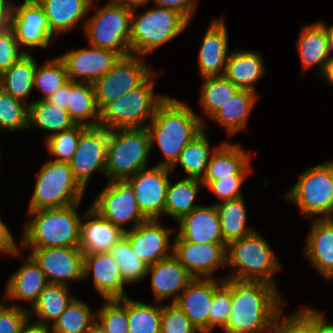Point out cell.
<instances>
[{
    "instance_id": "obj_39",
    "label": "cell",
    "mask_w": 333,
    "mask_h": 333,
    "mask_svg": "<svg viewBox=\"0 0 333 333\" xmlns=\"http://www.w3.org/2000/svg\"><path fill=\"white\" fill-rule=\"evenodd\" d=\"M208 142L204 129L185 146L178 160L170 169L173 171L174 167L179 164L187 173V178L201 180L206 173L212 155Z\"/></svg>"
},
{
    "instance_id": "obj_11",
    "label": "cell",
    "mask_w": 333,
    "mask_h": 333,
    "mask_svg": "<svg viewBox=\"0 0 333 333\" xmlns=\"http://www.w3.org/2000/svg\"><path fill=\"white\" fill-rule=\"evenodd\" d=\"M141 56H121L113 68L93 83L99 111L107 104L140 86L153 72Z\"/></svg>"
},
{
    "instance_id": "obj_38",
    "label": "cell",
    "mask_w": 333,
    "mask_h": 333,
    "mask_svg": "<svg viewBox=\"0 0 333 333\" xmlns=\"http://www.w3.org/2000/svg\"><path fill=\"white\" fill-rule=\"evenodd\" d=\"M201 180L184 178L175 184L169 182L167 188L165 214L172 216L176 221L181 220L199 205L194 204Z\"/></svg>"
},
{
    "instance_id": "obj_58",
    "label": "cell",
    "mask_w": 333,
    "mask_h": 333,
    "mask_svg": "<svg viewBox=\"0 0 333 333\" xmlns=\"http://www.w3.org/2000/svg\"><path fill=\"white\" fill-rule=\"evenodd\" d=\"M316 333H333V324L326 323L324 314L316 311Z\"/></svg>"
},
{
    "instance_id": "obj_51",
    "label": "cell",
    "mask_w": 333,
    "mask_h": 333,
    "mask_svg": "<svg viewBox=\"0 0 333 333\" xmlns=\"http://www.w3.org/2000/svg\"><path fill=\"white\" fill-rule=\"evenodd\" d=\"M28 311L18 304H0V333H20L31 319Z\"/></svg>"
},
{
    "instance_id": "obj_17",
    "label": "cell",
    "mask_w": 333,
    "mask_h": 333,
    "mask_svg": "<svg viewBox=\"0 0 333 333\" xmlns=\"http://www.w3.org/2000/svg\"><path fill=\"white\" fill-rule=\"evenodd\" d=\"M19 46L47 48L54 37L48 19L37 0H24L19 6L12 5L11 25Z\"/></svg>"
},
{
    "instance_id": "obj_2",
    "label": "cell",
    "mask_w": 333,
    "mask_h": 333,
    "mask_svg": "<svg viewBox=\"0 0 333 333\" xmlns=\"http://www.w3.org/2000/svg\"><path fill=\"white\" fill-rule=\"evenodd\" d=\"M151 120L146 127L151 148L156 141L165 158L157 166L171 168L185 146L205 129L203 120L192 109L171 97L158 105Z\"/></svg>"
},
{
    "instance_id": "obj_44",
    "label": "cell",
    "mask_w": 333,
    "mask_h": 333,
    "mask_svg": "<svg viewBox=\"0 0 333 333\" xmlns=\"http://www.w3.org/2000/svg\"><path fill=\"white\" fill-rule=\"evenodd\" d=\"M68 75L65 63L60 57L53 60H47L42 67H36L34 86L44 93L46 100L58 88L63 86L68 81Z\"/></svg>"
},
{
    "instance_id": "obj_33",
    "label": "cell",
    "mask_w": 333,
    "mask_h": 333,
    "mask_svg": "<svg viewBox=\"0 0 333 333\" xmlns=\"http://www.w3.org/2000/svg\"><path fill=\"white\" fill-rule=\"evenodd\" d=\"M256 99L255 92L239 89L211 118L222 125L229 135H234L245 128Z\"/></svg>"
},
{
    "instance_id": "obj_18",
    "label": "cell",
    "mask_w": 333,
    "mask_h": 333,
    "mask_svg": "<svg viewBox=\"0 0 333 333\" xmlns=\"http://www.w3.org/2000/svg\"><path fill=\"white\" fill-rule=\"evenodd\" d=\"M59 57L65 63L69 80L93 84L113 68L121 55L90 45V48L68 51Z\"/></svg>"
},
{
    "instance_id": "obj_49",
    "label": "cell",
    "mask_w": 333,
    "mask_h": 333,
    "mask_svg": "<svg viewBox=\"0 0 333 333\" xmlns=\"http://www.w3.org/2000/svg\"><path fill=\"white\" fill-rule=\"evenodd\" d=\"M231 279L223 282L214 290V298L209 312V333L215 326L224 328L231 312Z\"/></svg>"
},
{
    "instance_id": "obj_60",
    "label": "cell",
    "mask_w": 333,
    "mask_h": 333,
    "mask_svg": "<svg viewBox=\"0 0 333 333\" xmlns=\"http://www.w3.org/2000/svg\"><path fill=\"white\" fill-rule=\"evenodd\" d=\"M320 75L333 85V55L327 61L324 71Z\"/></svg>"
},
{
    "instance_id": "obj_64",
    "label": "cell",
    "mask_w": 333,
    "mask_h": 333,
    "mask_svg": "<svg viewBox=\"0 0 333 333\" xmlns=\"http://www.w3.org/2000/svg\"><path fill=\"white\" fill-rule=\"evenodd\" d=\"M92 1V4H93V0H91ZM123 2V0H111V1H109V3H122Z\"/></svg>"
},
{
    "instance_id": "obj_9",
    "label": "cell",
    "mask_w": 333,
    "mask_h": 333,
    "mask_svg": "<svg viewBox=\"0 0 333 333\" xmlns=\"http://www.w3.org/2000/svg\"><path fill=\"white\" fill-rule=\"evenodd\" d=\"M132 9L123 3H107L85 22L89 45L111 50L121 56L131 54Z\"/></svg>"
},
{
    "instance_id": "obj_26",
    "label": "cell",
    "mask_w": 333,
    "mask_h": 333,
    "mask_svg": "<svg viewBox=\"0 0 333 333\" xmlns=\"http://www.w3.org/2000/svg\"><path fill=\"white\" fill-rule=\"evenodd\" d=\"M84 218L87 221L81 222L79 243L83 254L107 252L124 235L123 230L101 217L91 207Z\"/></svg>"
},
{
    "instance_id": "obj_15",
    "label": "cell",
    "mask_w": 333,
    "mask_h": 333,
    "mask_svg": "<svg viewBox=\"0 0 333 333\" xmlns=\"http://www.w3.org/2000/svg\"><path fill=\"white\" fill-rule=\"evenodd\" d=\"M30 256L45 273L48 283L68 285L84 278V254L79 247L31 248Z\"/></svg>"
},
{
    "instance_id": "obj_23",
    "label": "cell",
    "mask_w": 333,
    "mask_h": 333,
    "mask_svg": "<svg viewBox=\"0 0 333 333\" xmlns=\"http://www.w3.org/2000/svg\"><path fill=\"white\" fill-rule=\"evenodd\" d=\"M179 223L178 235L193 243L227 244L221 232V224L215 205H199L185 215Z\"/></svg>"
},
{
    "instance_id": "obj_54",
    "label": "cell",
    "mask_w": 333,
    "mask_h": 333,
    "mask_svg": "<svg viewBox=\"0 0 333 333\" xmlns=\"http://www.w3.org/2000/svg\"><path fill=\"white\" fill-rule=\"evenodd\" d=\"M156 6L169 8L181 13L189 22L197 6L196 0H153Z\"/></svg>"
},
{
    "instance_id": "obj_48",
    "label": "cell",
    "mask_w": 333,
    "mask_h": 333,
    "mask_svg": "<svg viewBox=\"0 0 333 333\" xmlns=\"http://www.w3.org/2000/svg\"><path fill=\"white\" fill-rule=\"evenodd\" d=\"M280 319L279 312L271 333H316V310L314 309L301 308L295 314Z\"/></svg>"
},
{
    "instance_id": "obj_37",
    "label": "cell",
    "mask_w": 333,
    "mask_h": 333,
    "mask_svg": "<svg viewBox=\"0 0 333 333\" xmlns=\"http://www.w3.org/2000/svg\"><path fill=\"white\" fill-rule=\"evenodd\" d=\"M221 202L215 204V207L219 214L223 239L227 244L254 232L252 228L245 227L247 210L242 197Z\"/></svg>"
},
{
    "instance_id": "obj_27",
    "label": "cell",
    "mask_w": 333,
    "mask_h": 333,
    "mask_svg": "<svg viewBox=\"0 0 333 333\" xmlns=\"http://www.w3.org/2000/svg\"><path fill=\"white\" fill-rule=\"evenodd\" d=\"M250 156L239 145L224 142L215 148L201 182H213L231 175L250 173Z\"/></svg>"
},
{
    "instance_id": "obj_59",
    "label": "cell",
    "mask_w": 333,
    "mask_h": 333,
    "mask_svg": "<svg viewBox=\"0 0 333 333\" xmlns=\"http://www.w3.org/2000/svg\"><path fill=\"white\" fill-rule=\"evenodd\" d=\"M29 324V325H28ZM50 327L29 321L22 327L20 333H50Z\"/></svg>"
},
{
    "instance_id": "obj_29",
    "label": "cell",
    "mask_w": 333,
    "mask_h": 333,
    "mask_svg": "<svg viewBox=\"0 0 333 333\" xmlns=\"http://www.w3.org/2000/svg\"><path fill=\"white\" fill-rule=\"evenodd\" d=\"M301 64L304 69L319 65L322 74L332 56L328 34L323 22H316L302 28L297 43Z\"/></svg>"
},
{
    "instance_id": "obj_14",
    "label": "cell",
    "mask_w": 333,
    "mask_h": 333,
    "mask_svg": "<svg viewBox=\"0 0 333 333\" xmlns=\"http://www.w3.org/2000/svg\"><path fill=\"white\" fill-rule=\"evenodd\" d=\"M164 166H153L138 171L125 181L132 187L141 212L148 219H158L165 214L169 172Z\"/></svg>"
},
{
    "instance_id": "obj_42",
    "label": "cell",
    "mask_w": 333,
    "mask_h": 333,
    "mask_svg": "<svg viewBox=\"0 0 333 333\" xmlns=\"http://www.w3.org/2000/svg\"><path fill=\"white\" fill-rule=\"evenodd\" d=\"M162 307L134 301L127 297L129 333H161Z\"/></svg>"
},
{
    "instance_id": "obj_35",
    "label": "cell",
    "mask_w": 333,
    "mask_h": 333,
    "mask_svg": "<svg viewBox=\"0 0 333 333\" xmlns=\"http://www.w3.org/2000/svg\"><path fill=\"white\" fill-rule=\"evenodd\" d=\"M37 63L30 53L23 55L0 75V87L19 100H25L34 88Z\"/></svg>"
},
{
    "instance_id": "obj_47",
    "label": "cell",
    "mask_w": 333,
    "mask_h": 333,
    "mask_svg": "<svg viewBox=\"0 0 333 333\" xmlns=\"http://www.w3.org/2000/svg\"><path fill=\"white\" fill-rule=\"evenodd\" d=\"M86 126L76 124L74 127L59 133L48 135L46 149L57 162H69L74 155L81 132Z\"/></svg>"
},
{
    "instance_id": "obj_1",
    "label": "cell",
    "mask_w": 333,
    "mask_h": 333,
    "mask_svg": "<svg viewBox=\"0 0 333 333\" xmlns=\"http://www.w3.org/2000/svg\"><path fill=\"white\" fill-rule=\"evenodd\" d=\"M275 285L263 281L231 279V312L225 333L272 331L281 312L282 299Z\"/></svg>"
},
{
    "instance_id": "obj_6",
    "label": "cell",
    "mask_w": 333,
    "mask_h": 333,
    "mask_svg": "<svg viewBox=\"0 0 333 333\" xmlns=\"http://www.w3.org/2000/svg\"><path fill=\"white\" fill-rule=\"evenodd\" d=\"M156 75L153 72L140 86L107 104L100 111L99 126L107 130L147 127L144 120L152 119L158 105L167 97L154 94Z\"/></svg>"
},
{
    "instance_id": "obj_56",
    "label": "cell",
    "mask_w": 333,
    "mask_h": 333,
    "mask_svg": "<svg viewBox=\"0 0 333 333\" xmlns=\"http://www.w3.org/2000/svg\"><path fill=\"white\" fill-rule=\"evenodd\" d=\"M70 93V80H68L63 86L57 89L50 97L46 100L62 109H67V99Z\"/></svg>"
},
{
    "instance_id": "obj_20",
    "label": "cell",
    "mask_w": 333,
    "mask_h": 333,
    "mask_svg": "<svg viewBox=\"0 0 333 333\" xmlns=\"http://www.w3.org/2000/svg\"><path fill=\"white\" fill-rule=\"evenodd\" d=\"M212 279L194 278L175 304L184 312L200 333H209V312L214 290L222 283Z\"/></svg>"
},
{
    "instance_id": "obj_55",
    "label": "cell",
    "mask_w": 333,
    "mask_h": 333,
    "mask_svg": "<svg viewBox=\"0 0 333 333\" xmlns=\"http://www.w3.org/2000/svg\"><path fill=\"white\" fill-rule=\"evenodd\" d=\"M15 242L16 241L14 240L11 232L0 218V251L13 255L19 254V250Z\"/></svg>"
},
{
    "instance_id": "obj_5",
    "label": "cell",
    "mask_w": 333,
    "mask_h": 333,
    "mask_svg": "<svg viewBox=\"0 0 333 333\" xmlns=\"http://www.w3.org/2000/svg\"><path fill=\"white\" fill-rule=\"evenodd\" d=\"M131 16V54L145 56L174 39L189 24L178 11L156 6L147 9L140 16Z\"/></svg>"
},
{
    "instance_id": "obj_3",
    "label": "cell",
    "mask_w": 333,
    "mask_h": 333,
    "mask_svg": "<svg viewBox=\"0 0 333 333\" xmlns=\"http://www.w3.org/2000/svg\"><path fill=\"white\" fill-rule=\"evenodd\" d=\"M79 205L29 211L34 217L25 224L23 247H79L82 222L76 211Z\"/></svg>"
},
{
    "instance_id": "obj_22",
    "label": "cell",
    "mask_w": 333,
    "mask_h": 333,
    "mask_svg": "<svg viewBox=\"0 0 333 333\" xmlns=\"http://www.w3.org/2000/svg\"><path fill=\"white\" fill-rule=\"evenodd\" d=\"M228 32L223 17L211 21L200 47L198 63L201 76L224 75L229 58Z\"/></svg>"
},
{
    "instance_id": "obj_45",
    "label": "cell",
    "mask_w": 333,
    "mask_h": 333,
    "mask_svg": "<svg viewBox=\"0 0 333 333\" xmlns=\"http://www.w3.org/2000/svg\"><path fill=\"white\" fill-rule=\"evenodd\" d=\"M29 105L14 98L0 87V128L14 131L28 129Z\"/></svg>"
},
{
    "instance_id": "obj_52",
    "label": "cell",
    "mask_w": 333,
    "mask_h": 333,
    "mask_svg": "<svg viewBox=\"0 0 333 333\" xmlns=\"http://www.w3.org/2000/svg\"><path fill=\"white\" fill-rule=\"evenodd\" d=\"M20 49L11 27L0 32V75L8 70L23 55L30 53L29 50L24 51L22 49L21 52Z\"/></svg>"
},
{
    "instance_id": "obj_32",
    "label": "cell",
    "mask_w": 333,
    "mask_h": 333,
    "mask_svg": "<svg viewBox=\"0 0 333 333\" xmlns=\"http://www.w3.org/2000/svg\"><path fill=\"white\" fill-rule=\"evenodd\" d=\"M66 110L75 124L86 127L99 126L100 111L96 106L93 84L70 80Z\"/></svg>"
},
{
    "instance_id": "obj_30",
    "label": "cell",
    "mask_w": 333,
    "mask_h": 333,
    "mask_svg": "<svg viewBox=\"0 0 333 333\" xmlns=\"http://www.w3.org/2000/svg\"><path fill=\"white\" fill-rule=\"evenodd\" d=\"M47 16L51 34L73 29L91 8V0H37Z\"/></svg>"
},
{
    "instance_id": "obj_36",
    "label": "cell",
    "mask_w": 333,
    "mask_h": 333,
    "mask_svg": "<svg viewBox=\"0 0 333 333\" xmlns=\"http://www.w3.org/2000/svg\"><path fill=\"white\" fill-rule=\"evenodd\" d=\"M29 127L33 123L40 129L56 134L68 130L76 124L71 119L67 110L49 103L47 100L38 99L29 104Z\"/></svg>"
},
{
    "instance_id": "obj_46",
    "label": "cell",
    "mask_w": 333,
    "mask_h": 333,
    "mask_svg": "<svg viewBox=\"0 0 333 333\" xmlns=\"http://www.w3.org/2000/svg\"><path fill=\"white\" fill-rule=\"evenodd\" d=\"M96 315L107 333H129L127 297L107 299L106 304L96 312Z\"/></svg>"
},
{
    "instance_id": "obj_21",
    "label": "cell",
    "mask_w": 333,
    "mask_h": 333,
    "mask_svg": "<svg viewBox=\"0 0 333 333\" xmlns=\"http://www.w3.org/2000/svg\"><path fill=\"white\" fill-rule=\"evenodd\" d=\"M84 278L93 273L94 288L107 299H121L128 297L124 294L127 285L120 271V267L107 252L84 254Z\"/></svg>"
},
{
    "instance_id": "obj_34",
    "label": "cell",
    "mask_w": 333,
    "mask_h": 333,
    "mask_svg": "<svg viewBox=\"0 0 333 333\" xmlns=\"http://www.w3.org/2000/svg\"><path fill=\"white\" fill-rule=\"evenodd\" d=\"M68 289V285L49 283L28 311L29 317L36 314L39 319L35 323L50 327L48 322L54 323L73 300Z\"/></svg>"
},
{
    "instance_id": "obj_4",
    "label": "cell",
    "mask_w": 333,
    "mask_h": 333,
    "mask_svg": "<svg viewBox=\"0 0 333 333\" xmlns=\"http://www.w3.org/2000/svg\"><path fill=\"white\" fill-rule=\"evenodd\" d=\"M150 150V136L146 127L109 130L105 167L109 181L126 180L147 168Z\"/></svg>"
},
{
    "instance_id": "obj_63",
    "label": "cell",
    "mask_w": 333,
    "mask_h": 333,
    "mask_svg": "<svg viewBox=\"0 0 333 333\" xmlns=\"http://www.w3.org/2000/svg\"><path fill=\"white\" fill-rule=\"evenodd\" d=\"M325 29L327 31L328 34V39H329V48L331 53H333V25L328 27L325 25Z\"/></svg>"
},
{
    "instance_id": "obj_8",
    "label": "cell",
    "mask_w": 333,
    "mask_h": 333,
    "mask_svg": "<svg viewBox=\"0 0 333 333\" xmlns=\"http://www.w3.org/2000/svg\"><path fill=\"white\" fill-rule=\"evenodd\" d=\"M85 189L76 180L69 162H45L36 179L29 211L81 203Z\"/></svg>"
},
{
    "instance_id": "obj_12",
    "label": "cell",
    "mask_w": 333,
    "mask_h": 333,
    "mask_svg": "<svg viewBox=\"0 0 333 333\" xmlns=\"http://www.w3.org/2000/svg\"><path fill=\"white\" fill-rule=\"evenodd\" d=\"M91 208L124 232L127 229L122 225L134 222L135 228L148 219L141 212L132 187L125 180L109 181Z\"/></svg>"
},
{
    "instance_id": "obj_57",
    "label": "cell",
    "mask_w": 333,
    "mask_h": 333,
    "mask_svg": "<svg viewBox=\"0 0 333 333\" xmlns=\"http://www.w3.org/2000/svg\"><path fill=\"white\" fill-rule=\"evenodd\" d=\"M12 5L6 0H0V32L10 28Z\"/></svg>"
},
{
    "instance_id": "obj_28",
    "label": "cell",
    "mask_w": 333,
    "mask_h": 333,
    "mask_svg": "<svg viewBox=\"0 0 333 333\" xmlns=\"http://www.w3.org/2000/svg\"><path fill=\"white\" fill-rule=\"evenodd\" d=\"M26 260L25 264L9 278L4 297L9 300L31 302V306H33L39 294L49 283L45 273L30 255Z\"/></svg>"
},
{
    "instance_id": "obj_50",
    "label": "cell",
    "mask_w": 333,
    "mask_h": 333,
    "mask_svg": "<svg viewBox=\"0 0 333 333\" xmlns=\"http://www.w3.org/2000/svg\"><path fill=\"white\" fill-rule=\"evenodd\" d=\"M200 333L175 304L165 305L161 312V333Z\"/></svg>"
},
{
    "instance_id": "obj_61",
    "label": "cell",
    "mask_w": 333,
    "mask_h": 333,
    "mask_svg": "<svg viewBox=\"0 0 333 333\" xmlns=\"http://www.w3.org/2000/svg\"><path fill=\"white\" fill-rule=\"evenodd\" d=\"M148 1L151 0H123V4H125L128 8L130 9H136L137 7L139 8V6L144 5L146 3H148Z\"/></svg>"
},
{
    "instance_id": "obj_16",
    "label": "cell",
    "mask_w": 333,
    "mask_h": 333,
    "mask_svg": "<svg viewBox=\"0 0 333 333\" xmlns=\"http://www.w3.org/2000/svg\"><path fill=\"white\" fill-rule=\"evenodd\" d=\"M173 255L193 278L212 279L217 268L227 266V244L193 243L183 240L178 234Z\"/></svg>"
},
{
    "instance_id": "obj_19",
    "label": "cell",
    "mask_w": 333,
    "mask_h": 333,
    "mask_svg": "<svg viewBox=\"0 0 333 333\" xmlns=\"http://www.w3.org/2000/svg\"><path fill=\"white\" fill-rule=\"evenodd\" d=\"M171 232L172 229L163 227L158 219H147L135 228L127 229L124 235L137 257L150 266L173 255V246L169 244ZM170 249L172 254L168 253Z\"/></svg>"
},
{
    "instance_id": "obj_62",
    "label": "cell",
    "mask_w": 333,
    "mask_h": 333,
    "mask_svg": "<svg viewBox=\"0 0 333 333\" xmlns=\"http://www.w3.org/2000/svg\"><path fill=\"white\" fill-rule=\"evenodd\" d=\"M86 333H107L106 329L96 320L88 329Z\"/></svg>"
},
{
    "instance_id": "obj_43",
    "label": "cell",
    "mask_w": 333,
    "mask_h": 333,
    "mask_svg": "<svg viewBox=\"0 0 333 333\" xmlns=\"http://www.w3.org/2000/svg\"><path fill=\"white\" fill-rule=\"evenodd\" d=\"M108 252L120 267L122 278L126 284L137 282L147 276L148 265L133 252L125 235Z\"/></svg>"
},
{
    "instance_id": "obj_7",
    "label": "cell",
    "mask_w": 333,
    "mask_h": 333,
    "mask_svg": "<svg viewBox=\"0 0 333 333\" xmlns=\"http://www.w3.org/2000/svg\"><path fill=\"white\" fill-rule=\"evenodd\" d=\"M226 265L237 267L229 277L239 281H263L272 285V273L281 269L273 250L256 231L227 244Z\"/></svg>"
},
{
    "instance_id": "obj_24",
    "label": "cell",
    "mask_w": 333,
    "mask_h": 333,
    "mask_svg": "<svg viewBox=\"0 0 333 333\" xmlns=\"http://www.w3.org/2000/svg\"><path fill=\"white\" fill-rule=\"evenodd\" d=\"M150 272L153 293L158 302L173 295L172 303H175L194 279L174 255L148 266L147 275Z\"/></svg>"
},
{
    "instance_id": "obj_31",
    "label": "cell",
    "mask_w": 333,
    "mask_h": 333,
    "mask_svg": "<svg viewBox=\"0 0 333 333\" xmlns=\"http://www.w3.org/2000/svg\"><path fill=\"white\" fill-rule=\"evenodd\" d=\"M265 73L260 54L251 51H233L229 55L224 76L239 89L254 92V83Z\"/></svg>"
},
{
    "instance_id": "obj_10",
    "label": "cell",
    "mask_w": 333,
    "mask_h": 333,
    "mask_svg": "<svg viewBox=\"0 0 333 333\" xmlns=\"http://www.w3.org/2000/svg\"><path fill=\"white\" fill-rule=\"evenodd\" d=\"M285 197L307 217L333 218V161L307 169Z\"/></svg>"
},
{
    "instance_id": "obj_40",
    "label": "cell",
    "mask_w": 333,
    "mask_h": 333,
    "mask_svg": "<svg viewBox=\"0 0 333 333\" xmlns=\"http://www.w3.org/2000/svg\"><path fill=\"white\" fill-rule=\"evenodd\" d=\"M239 90L224 75L204 77L200 104L210 118L223 107Z\"/></svg>"
},
{
    "instance_id": "obj_41",
    "label": "cell",
    "mask_w": 333,
    "mask_h": 333,
    "mask_svg": "<svg viewBox=\"0 0 333 333\" xmlns=\"http://www.w3.org/2000/svg\"><path fill=\"white\" fill-rule=\"evenodd\" d=\"M97 315L90 311L89 306L74 299L68 304L60 317L50 326L51 333H86L97 320Z\"/></svg>"
},
{
    "instance_id": "obj_13",
    "label": "cell",
    "mask_w": 333,
    "mask_h": 333,
    "mask_svg": "<svg viewBox=\"0 0 333 333\" xmlns=\"http://www.w3.org/2000/svg\"><path fill=\"white\" fill-rule=\"evenodd\" d=\"M108 140L109 130L101 126L86 127L80 134L69 165L76 180L84 189L94 171L99 169L106 175Z\"/></svg>"
},
{
    "instance_id": "obj_53",
    "label": "cell",
    "mask_w": 333,
    "mask_h": 333,
    "mask_svg": "<svg viewBox=\"0 0 333 333\" xmlns=\"http://www.w3.org/2000/svg\"><path fill=\"white\" fill-rule=\"evenodd\" d=\"M248 174H236L213 182H201L207 186L221 201L233 200L242 197L240 186Z\"/></svg>"
},
{
    "instance_id": "obj_25",
    "label": "cell",
    "mask_w": 333,
    "mask_h": 333,
    "mask_svg": "<svg viewBox=\"0 0 333 333\" xmlns=\"http://www.w3.org/2000/svg\"><path fill=\"white\" fill-rule=\"evenodd\" d=\"M305 257L327 280L333 277V218L313 222Z\"/></svg>"
}]
</instances>
